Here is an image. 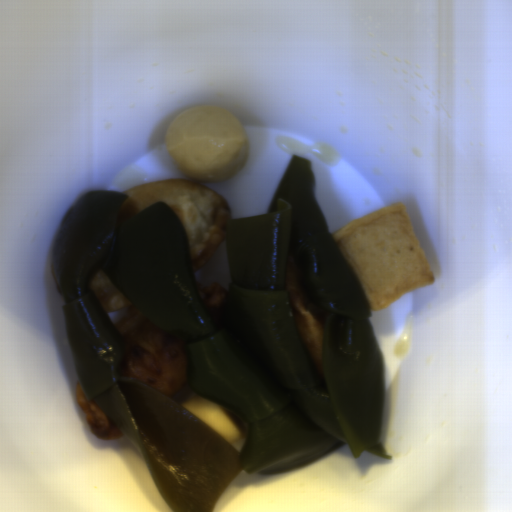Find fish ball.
Segmentation results:
<instances>
[{"instance_id": "obj_1", "label": "fish ball", "mask_w": 512, "mask_h": 512, "mask_svg": "<svg viewBox=\"0 0 512 512\" xmlns=\"http://www.w3.org/2000/svg\"><path fill=\"white\" fill-rule=\"evenodd\" d=\"M371 311L433 284L434 272L405 204L383 206L334 232Z\"/></svg>"}, {"instance_id": "obj_2", "label": "fish ball", "mask_w": 512, "mask_h": 512, "mask_svg": "<svg viewBox=\"0 0 512 512\" xmlns=\"http://www.w3.org/2000/svg\"><path fill=\"white\" fill-rule=\"evenodd\" d=\"M169 157L190 180L218 182L246 166L249 136L230 109L218 105L188 108L165 127Z\"/></svg>"}, {"instance_id": "obj_3", "label": "fish ball", "mask_w": 512, "mask_h": 512, "mask_svg": "<svg viewBox=\"0 0 512 512\" xmlns=\"http://www.w3.org/2000/svg\"><path fill=\"white\" fill-rule=\"evenodd\" d=\"M228 443H234L242 434L223 405L202 396L180 403Z\"/></svg>"}]
</instances>
